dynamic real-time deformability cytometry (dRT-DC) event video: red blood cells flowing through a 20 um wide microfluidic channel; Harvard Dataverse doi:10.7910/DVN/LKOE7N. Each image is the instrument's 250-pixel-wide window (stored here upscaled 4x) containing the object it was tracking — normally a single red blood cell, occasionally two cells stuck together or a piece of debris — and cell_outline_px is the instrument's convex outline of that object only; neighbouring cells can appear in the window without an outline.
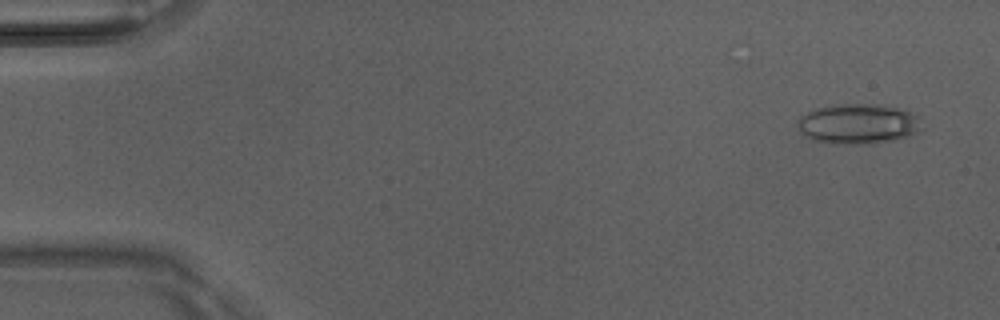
{"species": "Egyptian fruit bat (a non-hibernating species)", "species_latin": "Rousettus aegyptiacus", "temperature_condition": "room temperature", "stored_images_in_passage": 5, "camera_frame_rate_fps": 3000, "um_per_image_px": 0.085, "animal": {"sex": "male"}, "frame": {"image": 1, "passage_image": 1, "time_ms": 0.0, "image_size_px": [1000, 320], "cell_outline_px": [[924, 128], [908, 136], [892, 140], [868, 144], [844, 144], [816, 140], [800, 132], [796, 124], [800, 116], [816, 108], [832, 104], [872, 104], [900, 108], [916, 112], [920, 116]], "centroid_in_image_um": [73.01, 10.51], "position_along_channel_um": 12.0, "area_um2": 29.25}}